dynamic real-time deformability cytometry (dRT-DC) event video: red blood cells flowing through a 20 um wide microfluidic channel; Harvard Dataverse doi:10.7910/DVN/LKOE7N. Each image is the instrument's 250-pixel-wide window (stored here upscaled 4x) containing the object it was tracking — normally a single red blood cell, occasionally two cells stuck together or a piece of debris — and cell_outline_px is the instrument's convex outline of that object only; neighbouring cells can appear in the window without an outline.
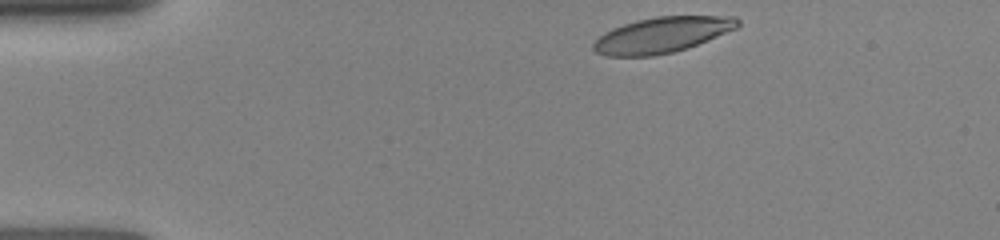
{"species": "human", "species_latin": "Homo sapiens", "temperature_condition": "room temperature", "stored_images_in_passage": 37, "camera_frame_rate_fps": 3000, "um_per_image_px": 0.085, "donor": {"sex": "female"}, "frame": {"image": 1, "passage_image": 1, "time_ms": 0.0, "image_size_px": [1000, 240], "cell_outline_px": [[740, 24], [736, 28], [708, 40], [688, 48], [672, 52], [652, 56], [608, 56], [596, 52], [592, 48], [592, 44], [604, 32], [612, 28], [636, 20], [656, 16], [736, 16], [740, 20]], "centroid_in_image_um": [56.27, 2.96], "position_along_channel_um": 28.7, "area_um2": 29.94}}
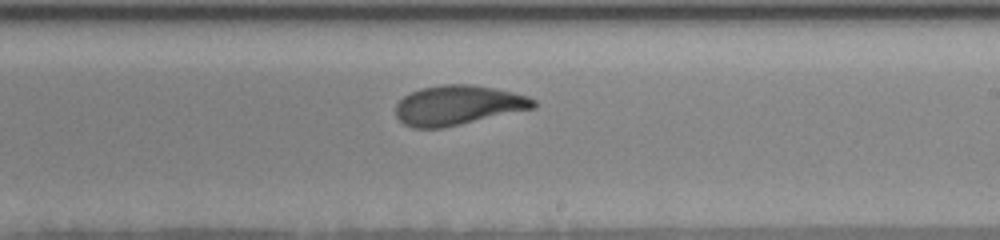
{"frame": {"image": 2, "passage_image": 20, "time_ms": 7.0, "image_size_px": [1000, 240], "cell_outline_px": [[536, 108], [444, 128], [412, 128], [404, 124], [396, 116], [396, 104], [404, 96], [420, 88], [440, 84], [472, 84], [512, 92], [528, 96], [536, 100]], "centroid_in_image_um": [38.94, 8.95], "position_along_channel_um": 250.1, "area_um2": 32.02}}
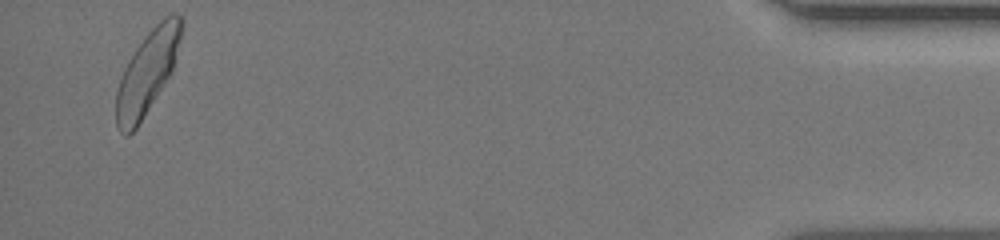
{"frame": {"image": 3, "passage_image": 37, "time_ms": 13.0, "image_size_px": [1000, 240], "cell_outline_px": [[184, 20], [180, 40], [172, 72], [136, 128], [128, 136], [124, 136], [116, 128], [116, 92], [124, 68], [128, 60], [136, 48], [148, 32], [164, 16], [172, 12], [176, 12]], "centroid_in_image_um": [12.52, 6.14], "position_along_channel_um": 422.7, "area_um2": 31.39}}